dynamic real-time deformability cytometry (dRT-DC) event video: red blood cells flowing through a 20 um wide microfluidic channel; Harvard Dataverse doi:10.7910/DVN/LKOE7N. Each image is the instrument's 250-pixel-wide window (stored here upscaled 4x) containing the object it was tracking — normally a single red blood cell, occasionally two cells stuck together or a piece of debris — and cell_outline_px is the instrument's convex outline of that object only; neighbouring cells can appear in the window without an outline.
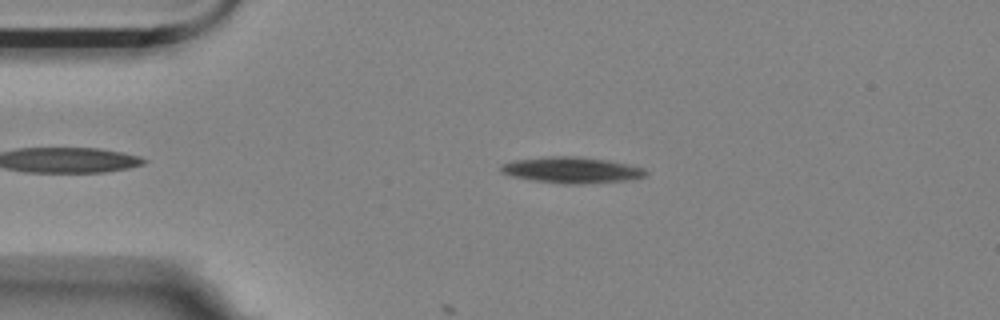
{"species": "Egyptian fruit bat (a non-hibernating species)", "species_latin": "Rousettus aegyptiacus", "temperature_condition": "room temperature", "stored_images_in_passage": 4, "camera_frame_rate_fps": 3000, "um_per_image_px": 0.085, "animal": {"sex": "female"}, "frame": {"image": 1, "passage_image": 2, "time_ms": 0.333, "image_size_px": [1000, 320], "cell_outline_px": [[648, 172], [644, 176], [632, 180], [580, 184], [564, 184], [532, 180], [512, 176], [500, 172], [500, 164], [512, 160], [540, 156], [580, 156], [608, 160], [644, 168]], "centroid_in_image_um": [48.56, 14.44], "position_along_channel_um": 36.4, "area_um2": 22.37}}